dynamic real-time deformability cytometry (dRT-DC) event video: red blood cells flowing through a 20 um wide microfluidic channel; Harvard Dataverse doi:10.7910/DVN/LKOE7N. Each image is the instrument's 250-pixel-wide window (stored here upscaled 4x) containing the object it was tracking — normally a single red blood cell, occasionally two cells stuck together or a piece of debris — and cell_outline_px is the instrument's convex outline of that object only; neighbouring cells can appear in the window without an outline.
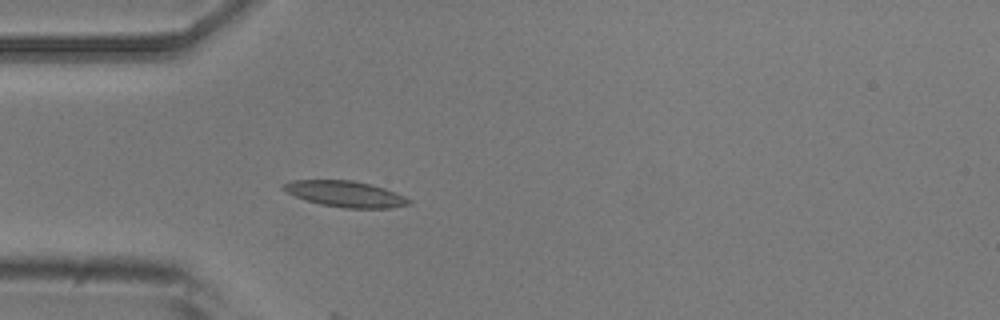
{"species": "common noctule bat (a hibernating species)", "species_latin": "Nyctalus noctula", "temperature_condition": "room temperature", "stored_images_in_passage": 4, "camera_frame_rate_fps": 3000, "um_per_image_px": 0.085, "animal": {"sex": "male", "body_mass_g": 20.5, "forearm_length_mm": 52.5}, "frame": {"image": 1, "passage_image": 4, "time_ms": 4.333, "image_size_px": [1000, 320], "cell_outline_px": [[412, 204], [392, 208], [344, 208], [320, 204], [296, 196], [280, 188], [280, 184], [292, 180], [352, 180], [372, 184], [396, 192], [412, 200]], "centroid_in_image_um": [29.38, 16.48], "position_along_channel_um": 55.6, "area_um2": 19.13}}